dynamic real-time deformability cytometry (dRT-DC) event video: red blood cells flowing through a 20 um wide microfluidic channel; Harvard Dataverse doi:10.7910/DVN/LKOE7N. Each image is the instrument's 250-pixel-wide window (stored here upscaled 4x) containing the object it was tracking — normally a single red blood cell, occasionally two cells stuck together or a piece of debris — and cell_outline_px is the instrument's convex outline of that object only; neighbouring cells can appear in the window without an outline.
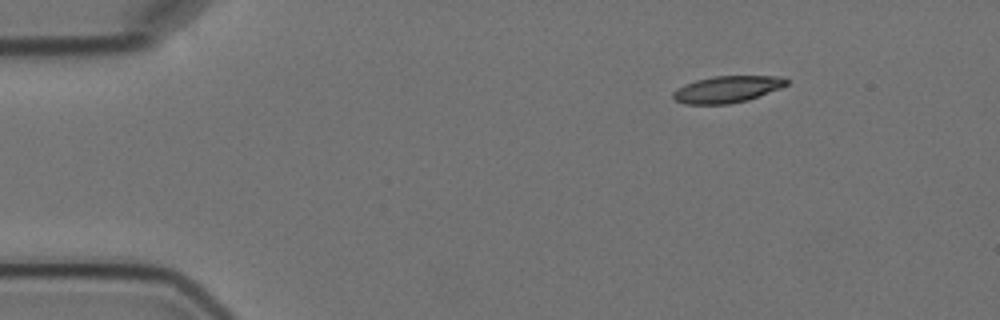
{"species": "Egyptian fruit bat (a non-hibernating species)", "species_latin": "Rousettus aegyptiacus", "temperature_condition": "cold", "stored_images_in_passage": 3, "camera_frame_rate_fps": 3000, "um_per_image_px": 0.085, "animal": {"sex": "female"}, "frame": {"image": 1, "passage_image": 1, "time_ms": 0.0, "image_size_px": [1000, 320], "cell_outline_px": [[788, 84], [780, 88], [748, 100], [728, 104], [684, 104], [676, 100], [672, 96], [672, 92], [676, 88], [684, 84], [696, 80], [712, 76], [784, 76], [788, 80]], "centroid_in_image_um": [61.79, 7.58], "position_along_channel_um": 23.2, "area_um2": 17.74}}